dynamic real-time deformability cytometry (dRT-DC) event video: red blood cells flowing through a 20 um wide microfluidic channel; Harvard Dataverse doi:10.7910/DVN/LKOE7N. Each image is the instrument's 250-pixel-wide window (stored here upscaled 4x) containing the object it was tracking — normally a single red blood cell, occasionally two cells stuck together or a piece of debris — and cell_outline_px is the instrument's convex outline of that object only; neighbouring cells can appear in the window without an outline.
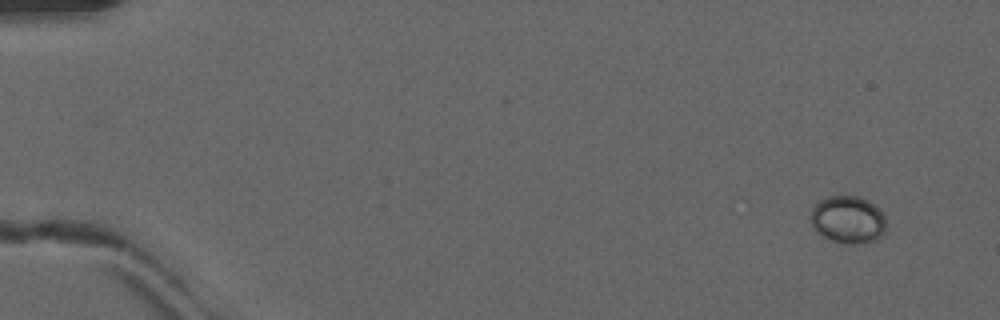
{"species": "common noctule bat (a hibernating species)", "species_latin": "Nyctalus noctula", "temperature_condition": "warm", "stored_images_in_passage": 49, "camera_frame_rate_fps": 3000, "um_per_image_px": 0.085, "animal": {"sex": "male", "forearm_length_mm": 52.5}, "frame": {"image": 1, "passage_image": 1, "time_ms": 0.0, "image_size_px": [1000, 320], "cell_outline_px": [[884, 232], [876, 240], [852, 244], [848, 244], [832, 240], [816, 232], [812, 228], [812, 208], [820, 200], [828, 196], [856, 196], [868, 200], [884, 216]], "centroid_in_image_um": [72.05, 18.67], "position_along_channel_um": 13.0, "area_um2": 20.46}}
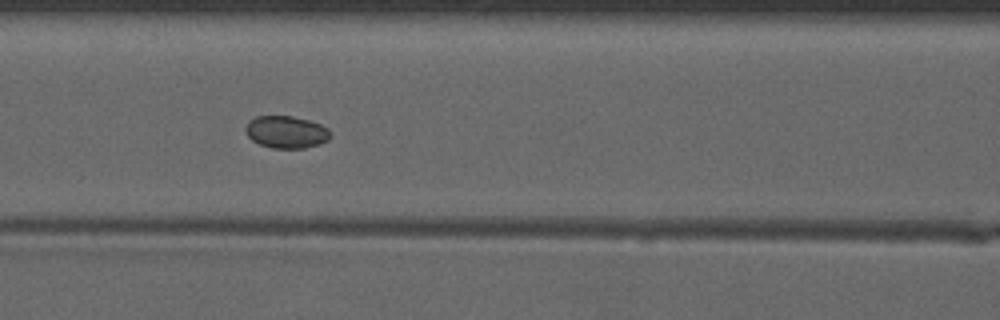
{"frame": {"image": 2, "passage_image": 21, "time_ms": 6.667, "image_size_px": [1000, 320], "cell_outline_px": [[332, 136], [328, 140], [320, 144], [304, 148], [272, 148], [260, 144], [252, 140], [248, 136], [244, 128], [248, 120], [256, 116], [292, 116], [308, 120], [320, 124], [328, 128], [332, 132]], "centroid_in_image_um": [24.34, 11.22], "position_along_channel_um": 142.3, "area_um2": 16.13}}
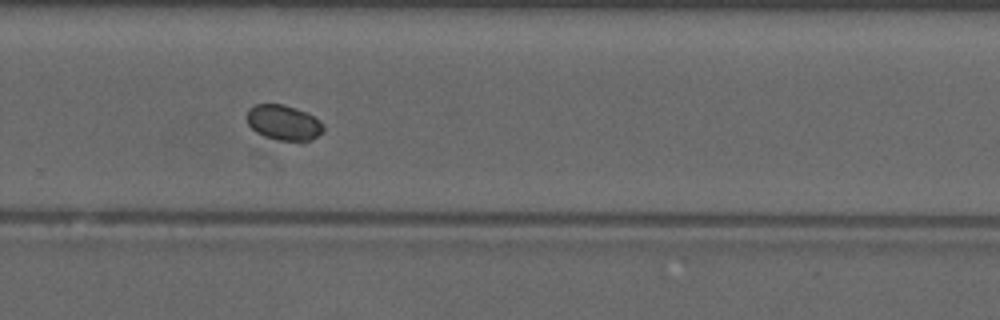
{"frame": {"image": 3, "passage_image": 33, "time_ms": 10.667, "image_size_px": [1000, 320], "cell_outline_px": [[324, 128], [316, 136], [304, 144], [300, 144], [276, 140], [264, 136], [256, 132], [248, 124], [248, 108], [256, 104], [284, 104], [308, 112], [320, 120], [324, 124]], "centroid_in_image_um": [24.15, 10.45], "position_along_channel_um": 305.7, "area_um2": 16.18}, "authors_computed_cell_mechanics": {"area_um2": 16.2996, "velocity_mm_per_s": 4.1032, "shape_relaxation_time_tau1_ms": 5.7032, "shape_relaxation_time_tau2_ms": null, "deformation_change_tau1": 0.0925, "deformation_change_tau2": null}}